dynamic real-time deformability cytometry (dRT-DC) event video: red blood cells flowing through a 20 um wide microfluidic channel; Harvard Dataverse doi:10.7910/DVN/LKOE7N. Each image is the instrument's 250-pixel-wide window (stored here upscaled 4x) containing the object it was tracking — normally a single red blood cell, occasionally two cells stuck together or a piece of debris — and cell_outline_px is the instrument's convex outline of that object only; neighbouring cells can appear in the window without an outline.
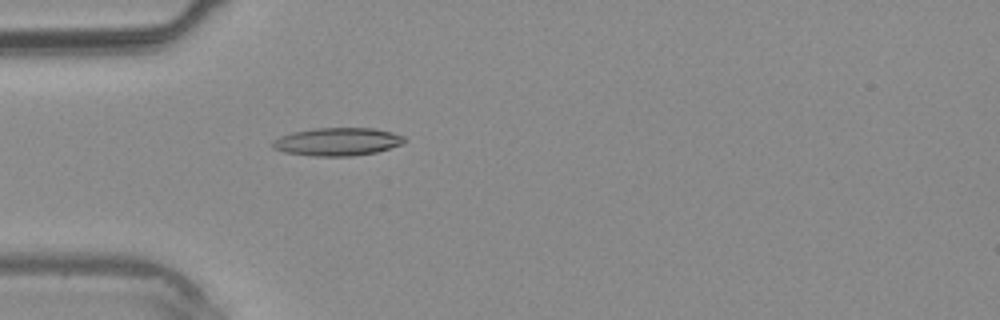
{"species": "common noctule bat (a hibernating species)", "species_latin": "Nyctalus noctula", "temperature_condition": "warm", "stored_images_in_passage": 31, "camera_frame_rate_fps": 3000, "um_per_image_px": 0.085, "animal": {"sex": "male", "body_mass_g": 20.4}, "frame": {"image": 1, "passage_image": 5, "time_ms": 1.333, "image_size_px": [1000, 320], "cell_outline_px": [[404, 140], [400, 144], [376, 152], [352, 156], [312, 156], [284, 152], [272, 148], [272, 140], [280, 136], [292, 132], [316, 128], [376, 128], [392, 132], [404, 136]], "centroid_in_image_um": [28.63, 12.04], "position_along_channel_um": 56.4, "area_um2": 21.44}}
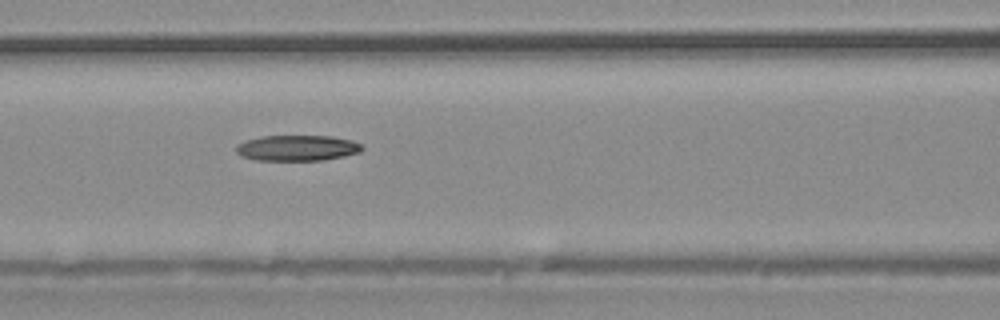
{"frame": {"image": 2, "passage_image": 10, "time_ms": 3.0, "image_size_px": [1000, 320], "cell_outline_px": [[364, 148], [360, 152], [344, 156], [324, 160], [256, 160], [240, 156], [236, 152], [236, 144], [244, 140], [260, 136], [332, 136], [352, 140], [360, 144]], "centroid_in_image_um": [25.23, 12.57], "position_along_channel_um": 141.4, "area_um2": 19.02}}